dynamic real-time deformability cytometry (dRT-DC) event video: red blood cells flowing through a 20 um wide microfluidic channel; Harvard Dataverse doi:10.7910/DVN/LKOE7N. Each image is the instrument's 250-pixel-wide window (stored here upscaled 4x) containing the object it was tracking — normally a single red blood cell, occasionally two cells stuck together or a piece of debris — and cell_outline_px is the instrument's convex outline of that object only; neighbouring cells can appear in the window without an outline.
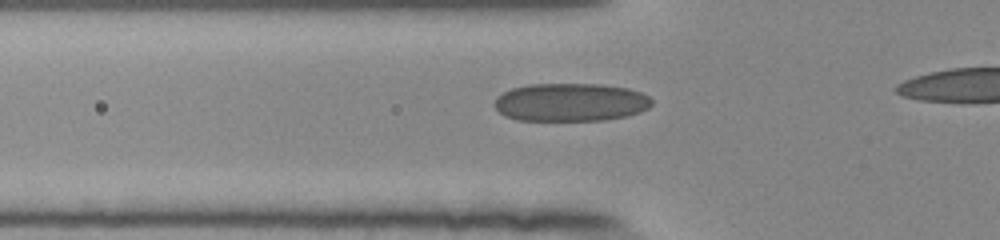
{"species": "human", "species_latin": "Homo sapiens", "temperature_condition": "room temperature", "stored_images_in_passage": 41, "camera_frame_rate_fps": 3000, "um_per_image_px": 0.085, "donor": {"sex": "female"}, "frame": {"image": 1, "passage_image": 14, "time_ms": 4.333, "image_size_px": [1000, 240], "cell_outline_px": [[652, 104], [648, 108], [640, 112], [624, 116], [604, 120], [516, 120], [504, 116], [492, 104], [496, 96], [512, 88], [528, 84], [600, 84], [628, 88], [640, 92], [648, 96], [652, 100]], "centroid_in_image_um": [48.46, 8.69], "position_along_channel_um": 77.3, "area_um2": 35.08}}
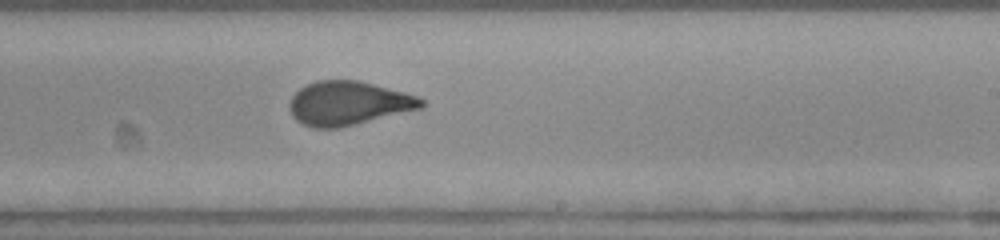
{"frame": {"image": 2, "passage_image": 28, "time_ms": 9.0, "image_size_px": [1000, 240], "cell_outline_px": [[424, 108], [340, 128], [312, 128], [296, 120], [292, 116], [288, 108], [288, 104], [292, 96], [300, 88], [316, 80], [360, 80], [420, 96], [424, 100]], "centroid_in_image_um": [29.63, 8.78], "position_along_channel_um": 259.4, "area_um2": 34.16}}
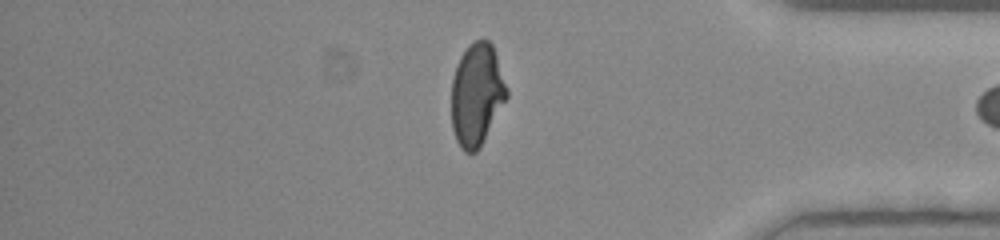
{"frame": {"image": 3, "passage_image": 40, "time_ms": 13.0, "image_size_px": [1000, 240], "cell_outline_px": [[508, 96], [480, 148], [476, 152], [464, 152], [460, 148], [456, 140], [452, 128], [452, 80], [456, 64], [460, 56], [468, 44], [476, 40], [488, 40], [492, 44], [508, 88]], "centroid_in_image_um": [40.52, 8.04], "position_along_channel_um": 394.7, "area_um2": 33.12}}